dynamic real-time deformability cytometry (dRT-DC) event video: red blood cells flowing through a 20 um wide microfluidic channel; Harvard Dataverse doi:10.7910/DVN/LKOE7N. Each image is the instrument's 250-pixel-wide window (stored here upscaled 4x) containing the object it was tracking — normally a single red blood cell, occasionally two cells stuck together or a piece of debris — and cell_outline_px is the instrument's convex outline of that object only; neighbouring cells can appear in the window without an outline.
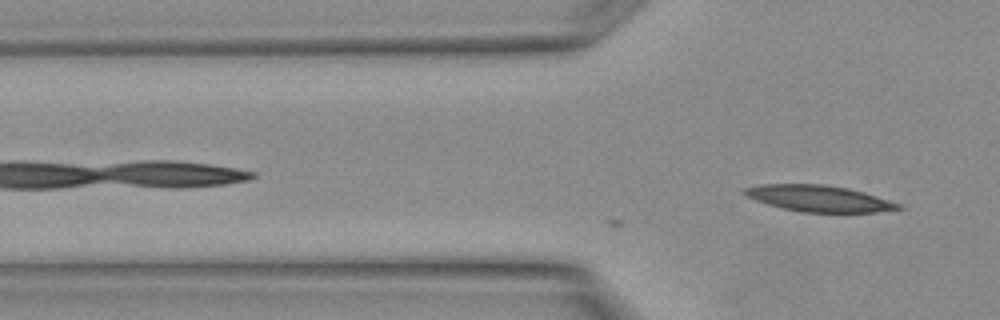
{"species": "Egyptian fruit bat (a non-hibernating species)", "species_latin": "Rousettus aegyptiacus", "temperature_condition": "warm", "stored_images_in_passage": 3, "camera_frame_rate_fps": 3000, "um_per_image_px": 0.085, "animal": {"sex": "female"}, "frame": {"image": 1, "passage_image": 3, "time_ms": 0.667, "image_size_px": [1000, 320], "cell_outline_px": [[904, 208], [876, 212], [800, 212], [780, 208], [756, 200], [748, 196], [744, 192], [744, 188], [760, 184], [824, 184], [844, 188], [876, 196], [900, 204]], "centroid_in_image_um": [69.58, 16.87], "position_along_channel_um": 56.2, "area_um2": 23.18}}